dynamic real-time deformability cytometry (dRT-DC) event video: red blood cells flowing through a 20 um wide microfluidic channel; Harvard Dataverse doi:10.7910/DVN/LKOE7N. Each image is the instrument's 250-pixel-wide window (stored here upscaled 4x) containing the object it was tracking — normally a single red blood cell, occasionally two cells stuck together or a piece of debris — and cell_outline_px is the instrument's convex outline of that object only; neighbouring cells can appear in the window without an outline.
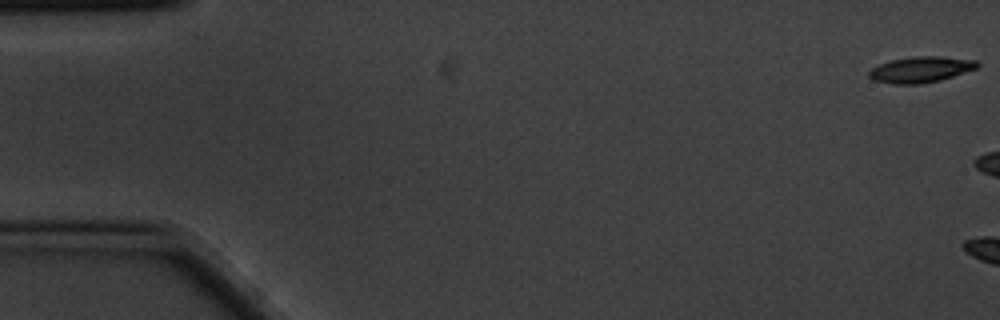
{"species": "common noctule bat (a hibernating species)", "species_latin": "Nyctalus noctula", "temperature_condition": "cold", "stored_images_in_passage": 3, "camera_frame_rate_fps": 3000, "um_per_image_px": 0.085, "animal": {"sex": "male", "body_mass_g": 20.1, "forearm_length_mm": 53.5}, "frame": {"image": 1, "passage_image": 1, "time_ms": 0.0, "image_size_px": [1000, 320], "cell_outline_px": [[980, 64], [976, 68], [940, 80], [920, 84], [892, 84], [872, 80], [868, 76], [868, 72], [872, 68], [880, 64], [892, 60], [916, 56], [940, 56], [976, 60]], "centroid_in_image_um": [78.24, 5.91], "position_along_channel_um": 6.8, "area_um2": 16.24}}